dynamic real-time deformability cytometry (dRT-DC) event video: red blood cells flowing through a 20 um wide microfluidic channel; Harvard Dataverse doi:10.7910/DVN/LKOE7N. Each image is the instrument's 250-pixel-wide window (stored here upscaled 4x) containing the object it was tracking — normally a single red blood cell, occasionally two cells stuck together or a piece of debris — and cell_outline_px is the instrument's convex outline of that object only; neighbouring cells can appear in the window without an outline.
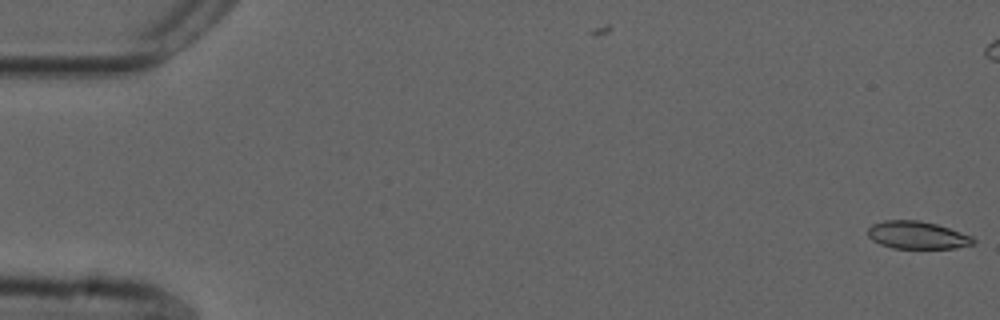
{"species": "common noctule bat (a hibernating species)", "species_latin": "Nyctalus noctula", "temperature_condition": "cold", "stored_images_in_passage": 2, "camera_frame_rate_fps": 3000, "um_per_image_px": 0.085, "animal": {"sex": "male", "forearm_length_mm": 52.5}, "frame": {"image": 1, "passage_image": 2, "time_ms": 0.333, "image_size_px": [1000, 320], "cell_outline_px": [[976, 244], [956, 248], [892, 248], [880, 244], [872, 240], [868, 236], [868, 228], [872, 224], [884, 220], [920, 220], [936, 224], [972, 236], [976, 240]], "centroid_in_image_um": [77.97, 19.99], "position_along_channel_um": 7.0, "area_um2": 17.05}}